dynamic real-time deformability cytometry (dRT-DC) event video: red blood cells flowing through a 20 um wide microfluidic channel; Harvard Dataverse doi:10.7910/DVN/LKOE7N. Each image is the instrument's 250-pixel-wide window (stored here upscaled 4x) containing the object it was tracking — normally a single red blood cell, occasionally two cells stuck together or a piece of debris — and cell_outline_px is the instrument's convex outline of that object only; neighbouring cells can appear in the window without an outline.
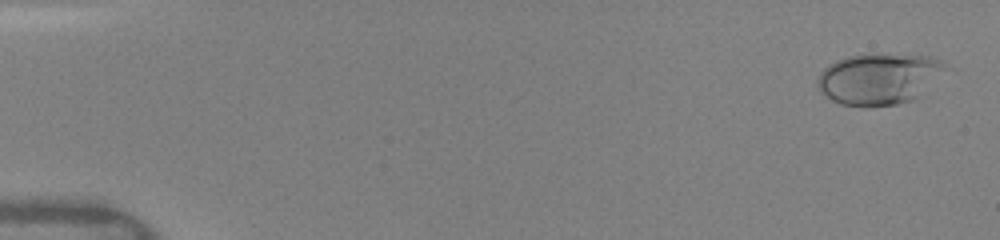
{"species": "human", "species_latin": "Homo sapiens", "temperature_condition": "warm", "stored_images_in_passage": 50, "camera_frame_rate_fps": 3000, "um_per_image_px": 0.085, "donor": {"sex": "female"}, "frame": {"image": 1, "passage_image": 2, "time_ms": 0.333, "image_size_px": [1000, 240], "cell_outline_px": [[944, 64], [912, 100], [896, 104], [840, 104], [832, 100], [820, 92], [816, 84], [816, 80], [820, 72], [828, 64], [836, 60], [848, 56], [928, 56], [940, 60]], "centroid_in_image_um": [74.51, 6.7], "position_along_channel_um": 10.5, "area_um2": 35.66}}
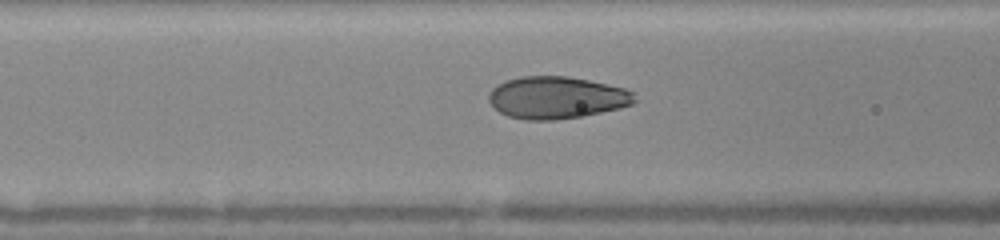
{"frame": {"image": 2, "passage_image": 21, "time_ms": 6.667, "image_size_px": [1000, 240], "cell_outline_px": [[636, 100], [632, 104], [620, 108], [580, 116], [556, 120], [524, 120], [508, 116], [500, 112], [488, 100], [488, 96], [492, 88], [496, 84], [504, 80], [520, 76], [568, 76], [588, 80], [624, 88], [632, 92]], "centroid_in_image_um": [47.27, 8.29], "position_along_channel_um": 119.3, "area_um2": 35.78}}
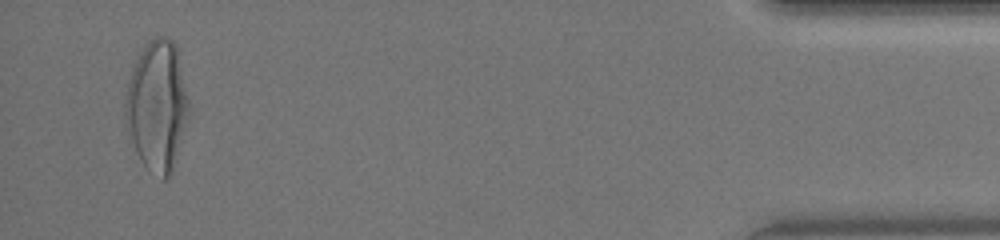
{"frame": {"image": 3, "passage_image": 48, "time_ms": 15.667, "image_size_px": [1000, 240], "cell_outline_px": [[192, 112], [172, 172], [168, 180], [164, 180], [148, 168], [140, 160], [124, 120], [124, 100], [128, 80], [136, 60], [148, 40], [156, 36], [164, 36], [172, 40], [176, 44], [192, 108]], "centroid_in_image_um": [13.4, 8.98], "position_along_channel_um": 421.8, "area_um2": 49.13}, "authors_computed_cell_mechanics": {"area_um2": 35.6915, "velocity_mm_per_s": 4.1146, "shape_relaxation_time_tau1_ms": 4.674, "shape_relaxation_time_tau2_ms": null, "deformation_change_tau1": 0.2304, "deformation_change_tau2": null}}